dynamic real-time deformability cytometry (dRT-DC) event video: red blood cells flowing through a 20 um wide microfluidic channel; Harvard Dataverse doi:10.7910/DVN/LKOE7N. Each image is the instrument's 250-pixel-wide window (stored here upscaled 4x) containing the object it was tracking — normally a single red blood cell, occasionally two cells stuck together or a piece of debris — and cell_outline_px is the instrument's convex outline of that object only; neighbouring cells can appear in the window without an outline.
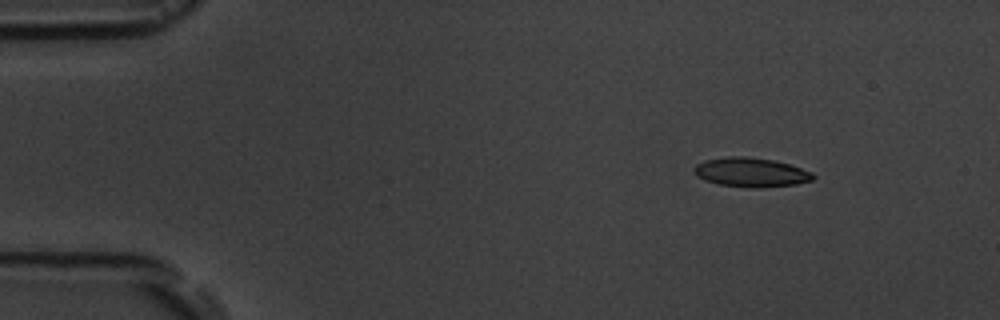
{"species": "common noctule bat (a hibernating species)", "species_latin": "Nyctalus noctula", "temperature_condition": "room temperature", "stored_images_in_passage": 5, "segment_of_instrument_passage": [1, 2], "camera_frame_rate_fps": 3000, "um_per_image_px": 0.085, "animal": {"sex": "male", "body_mass_g": 19.5, "forearm_length_mm": 54.6}, "frame": {"image": 1, "passage_image": 2, "time_ms": 1.333, "image_size_px": [1000, 320], "cell_outline_px": [[816, 176], [812, 180], [796, 184], [756, 188], [752, 188], [720, 184], [704, 180], [696, 176], [692, 172], [692, 168], [696, 164], [704, 160], [728, 156], [748, 156], [772, 160], [788, 164], [812, 172]], "centroid_in_image_um": [63.78, 14.64], "position_along_channel_um": 21.2, "area_um2": 20.35}}